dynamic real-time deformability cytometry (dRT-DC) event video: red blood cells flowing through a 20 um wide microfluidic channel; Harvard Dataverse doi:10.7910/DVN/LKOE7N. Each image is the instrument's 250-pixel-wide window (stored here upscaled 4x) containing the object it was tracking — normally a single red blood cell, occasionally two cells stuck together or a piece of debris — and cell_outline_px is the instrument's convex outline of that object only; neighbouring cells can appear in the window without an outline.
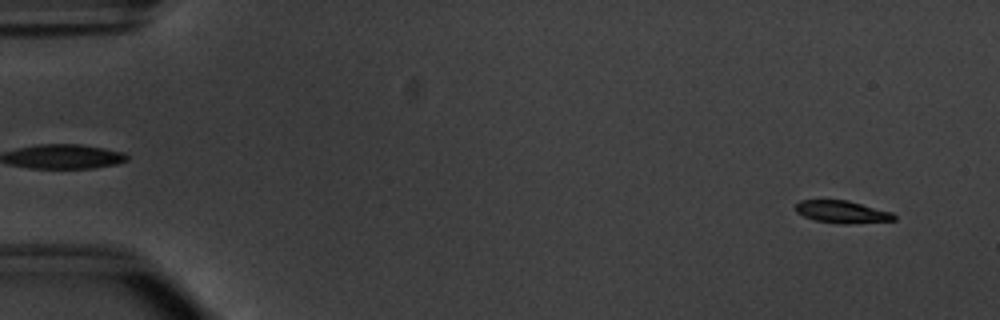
{"species": "common noctule bat (a hibernating species)", "species_latin": "Nyctalus noctula", "temperature_condition": "warm", "stored_images_in_passage": 53, "camera_frame_rate_fps": 3000, "um_per_image_px": 0.085, "animal": {"sex": "male", "body_mass_g": 20.1, "forearm_length_mm": 53.5}, "frame": {"image": 1, "passage_image": 3, "time_ms": 0.667, "image_size_px": [1000, 320], "cell_outline_px": [[896, 220], [848, 224], [840, 224], [816, 220], [804, 216], [796, 212], [796, 204], [800, 200], [848, 200], [892, 212], [896, 216]], "centroid_in_image_um": [71.6, 18.01], "position_along_channel_um": 13.4, "area_um2": 12.83}}
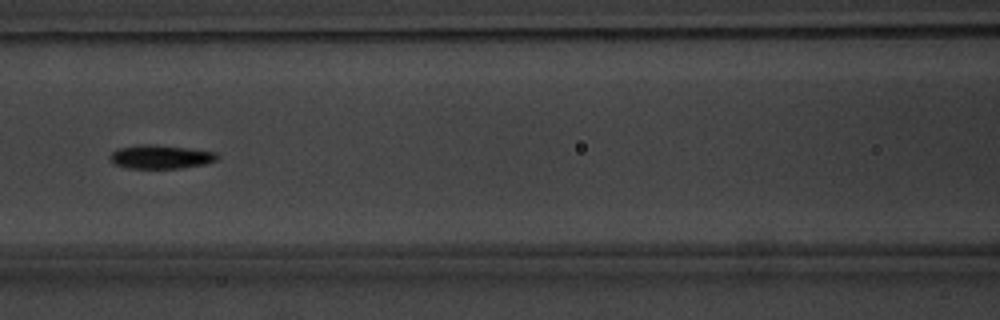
{"frame": {"image": 2, "passage_image": 24, "time_ms": 7.667, "image_size_px": [1000, 320], "cell_outline_px": [[220, 156], [216, 160], [204, 164], [180, 168], [128, 168], [112, 164], [108, 160], [108, 156], [112, 152], [120, 148], [140, 144], [152, 144], [188, 148], [216, 152]], "centroid_in_image_um": [13.61, 13.33], "position_along_channel_um": 153.0, "area_um2": 14.91}}
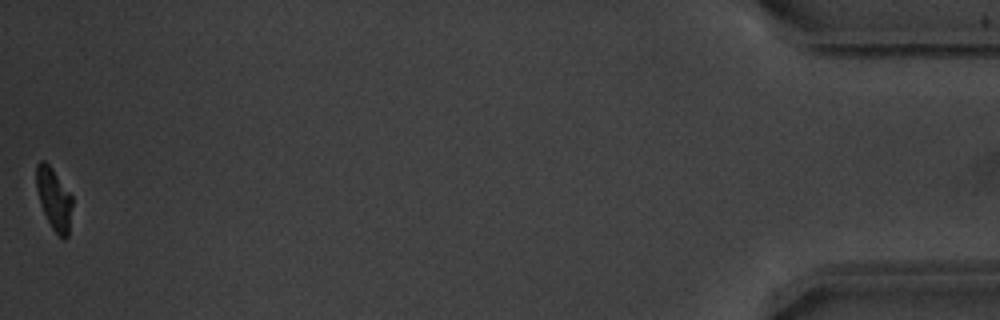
{"frame": {"image": 3, "passage_image": 53, "time_ms": 17.333, "image_size_px": [1000, 320], "cell_outline_px": [[72, 204], [68, 236], [64, 240], [52, 228], [40, 204], [36, 188], [36, 164], [40, 160], [44, 160], [52, 168], [72, 196]], "centroid_in_image_um": [4.58, 16.88], "position_along_channel_um": 430.6, "area_um2": 12.83}, "authors_computed_cell_mechanics": {"area_um2": 14.161, "velocity_mm_per_s": 3.8044, "shape_relaxation_time_tau1_ms": 2.4935, "shape_relaxation_time_tau2_ms": 5.302, "deformation_change_tau1": 0.1597, "deformation_change_tau2": 0.0778}}